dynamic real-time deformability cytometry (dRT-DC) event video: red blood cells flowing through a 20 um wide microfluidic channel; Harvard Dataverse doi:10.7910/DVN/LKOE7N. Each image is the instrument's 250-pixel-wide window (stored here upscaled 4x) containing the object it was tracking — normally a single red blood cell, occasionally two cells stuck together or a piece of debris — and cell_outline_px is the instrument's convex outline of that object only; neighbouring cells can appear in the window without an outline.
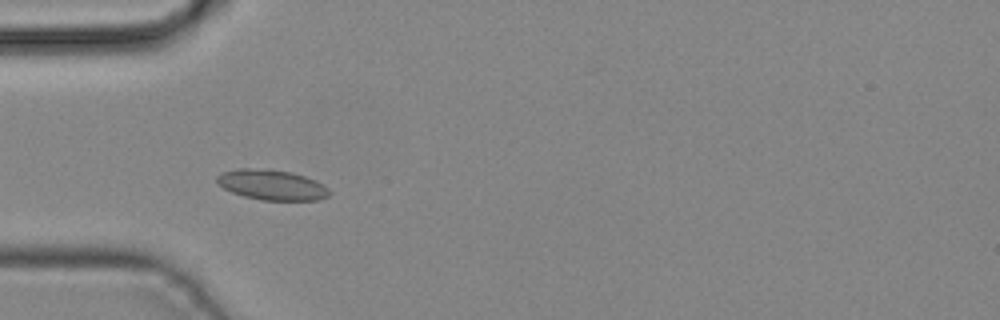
{"species": "common noctule bat (a hibernating species)", "species_latin": "Nyctalus noctula", "temperature_condition": "cold", "stored_images_in_passage": 36, "camera_frame_rate_fps": 3000, "um_per_image_px": 0.085, "animal": {"sex": "male", "body_mass_g": 19.2, "forearm_length_mm": 51.8}, "frame": {"image": 1, "passage_image": 6, "time_ms": 1.667, "image_size_px": [1000, 320], "cell_outline_px": [[332, 192], [328, 196], [320, 200], [260, 200], [244, 196], [232, 192], [216, 184], [216, 176], [224, 172], [240, 168], [268, 168], [292, 172], [316, 180], [328, 188]], "centroid_in_image_um": [23.11, 15.71], "position_along_channel_um": 61.9, "area_um2": 20.06}}
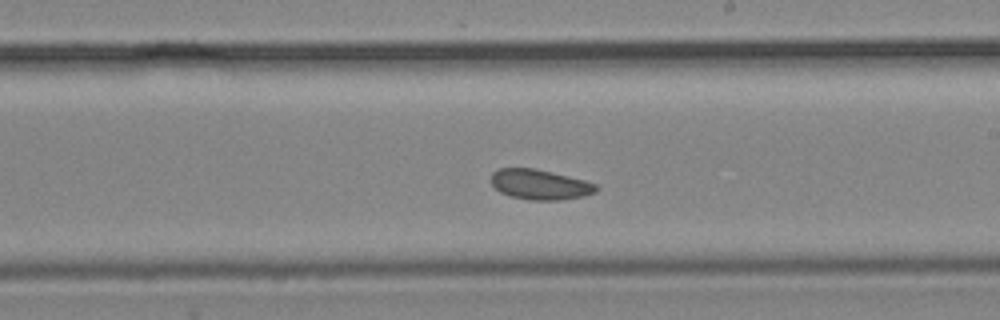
{"frame": {"image": 2, "passage_image": 18, "time_ms": 5.667, "image_size_px": [1000, 320], "cell_outline_px": [[600, 188], [596, 192], [584, 196], [560, 200], [528, 200], [512, 196], [500, 192], [492, 184], [492, 172], [500, 168], [536, 168], [584, 180], [596, 184]], "centroid_in_image_um": [45.92, 15.68], "position_along_channel_um": 243.1, "area_um2": 18.44}}
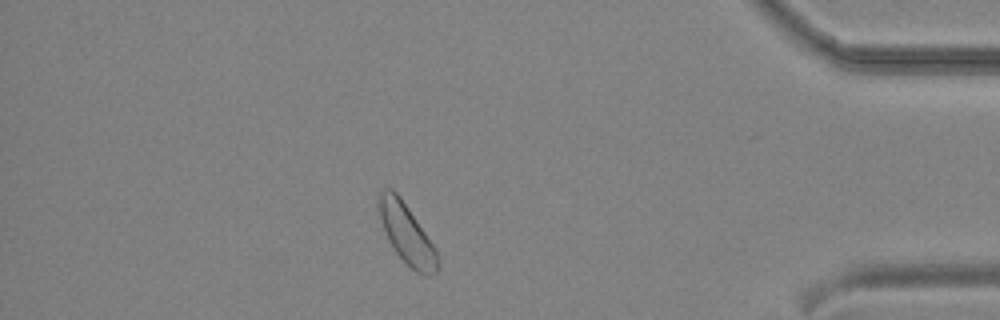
{"frame": {"image": 3, "passage_image": 31, "time_ms": 10.0, "image_size_px": [1000, 320], "cell_outline_px": [[436, 272], [432, 276], [424, 276], [416, 272], [396, 252], [388, 240], [376, 208], [376, 192], [384, 188], [392, 188], [400, 196], [436, 248]], "centroid_in_image_um": [34.49, 19.79], "position_along_channel_um": 400.7, "area_um2": 20.52}}